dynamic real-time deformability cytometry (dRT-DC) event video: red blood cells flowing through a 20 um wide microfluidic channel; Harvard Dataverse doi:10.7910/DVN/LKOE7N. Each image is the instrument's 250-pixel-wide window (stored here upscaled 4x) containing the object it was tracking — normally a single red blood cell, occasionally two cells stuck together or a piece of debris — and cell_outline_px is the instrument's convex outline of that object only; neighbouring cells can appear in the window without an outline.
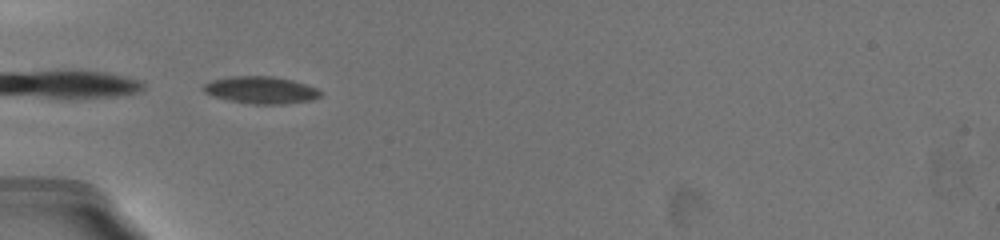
{"species": "common noctule bat (a hibernating species)", "species_latin": "Nyctalus noctula", "temperature_condition": "warm", "stored_images_in_passage": 42, "camera_frame_rate_fps": 3000, "um_per_image_px": 0.085, "animal": {"sex": "female", "body_mass_g": 19.5, "forearm_length_mm": 54.1}, "frame": {"image": 1, "passage_image": 1, "time_ms": 0.0, "image_size_px": [1000, 240], "cell_outline_px": [[320, 96], [312, 100], [284, 104], [252, 104], [228, 100], [212, 96], [204, 92], [204, 84], [212, 80], [228, 76], [272, 76], [292, 80], [316, 88], [320, 92]], "centroid_in_image_um": [22.15, 7.65], "position_along_channel_um": 62.9, "area_um2": 18.44}}
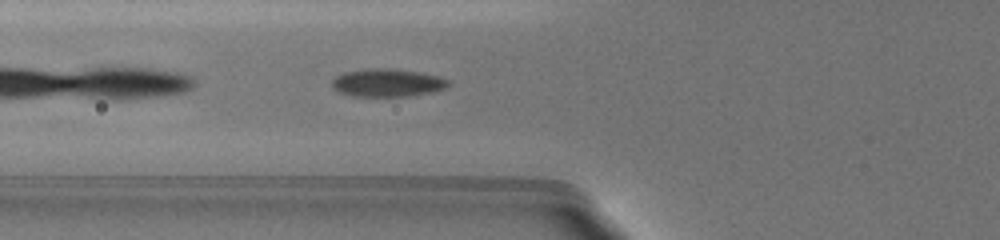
{"frame": {"image": 2, "passage_image": 6, "time_ms": 1.0, "image_size_px": [1000, 240], "cell_outline_px": [[452, 84], [448, 88], [432, 92], [408, 96], [352, 96], [340, 92], [332, 88], [332, 80], [336, 76], [344, 72], [364, 68], [388, 68], [416, 72], [440, 76], [448, 80]], "centroid_in_image_um": [32.94, 7.03], "position_along_channel_um": 92.9, "area_um2": 19.07}}